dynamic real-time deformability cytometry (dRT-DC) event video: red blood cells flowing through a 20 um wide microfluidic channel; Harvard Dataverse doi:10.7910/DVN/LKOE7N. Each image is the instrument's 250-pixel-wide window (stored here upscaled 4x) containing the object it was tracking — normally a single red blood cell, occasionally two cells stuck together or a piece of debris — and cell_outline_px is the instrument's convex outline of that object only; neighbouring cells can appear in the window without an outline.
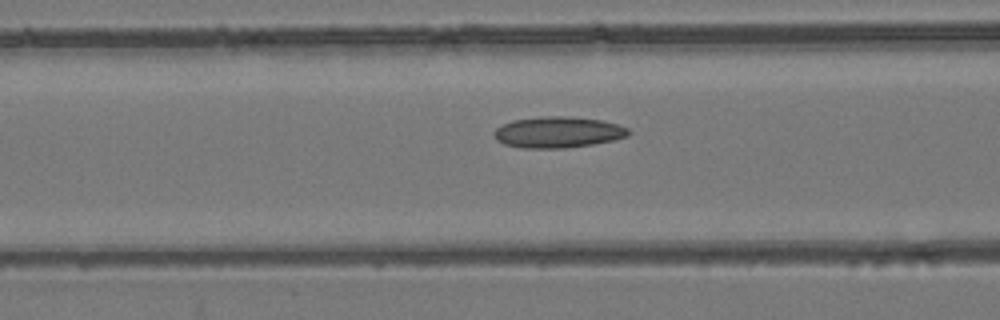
{"species": "common noctule bat (a hibernating species)", "species_latin": "Nyctalus noctula", "temperature_condition": "room temperature", "stored_images_in_passage": 54, "camera_frame_rate_fps": 3000, "um_per_image_px": 0.085, "animal": {"sex": "female", "body_mass_g": 24.6, "forearm_length_mm": 56.2}, "frame": {"image": 1, "passage_image": 22, "time_ms": 7.0, "image_size_px": [1000, 320], "cell_outline_px": [[632, 132], [628, 136], [612, 140], [592, 144], [564, 148], [520, 148], [504, 144], [496, 140], [492, 132], [496, 128], [512, 120], [540, 116], [568, 116], [604, 120], [628, 128]], "centroid_in_image_um": [47.41, 11.23], "position_along_channel_um": 119.2, "area_um2": 24.57}}
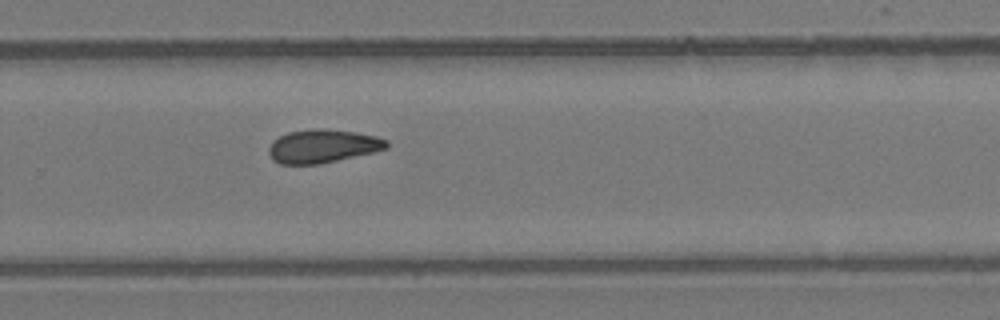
{"frame": {"image": 2, "passage_image": 36, "time_ms": 11.667, "image_size_px": [1000, 320], "cell_outline_px": [[388, 148], [372, 152], [320, 164], [280, 164], [272, 160], [268, 152], [268, 148], [280, 136], [288, 132], [316, 128], [356, 132], [376, 136], [388, 140]], "centroid_in_image_um": [27.43, 12.43], "position_along_channel_um": 302.4, "area_um2": 22.72}}
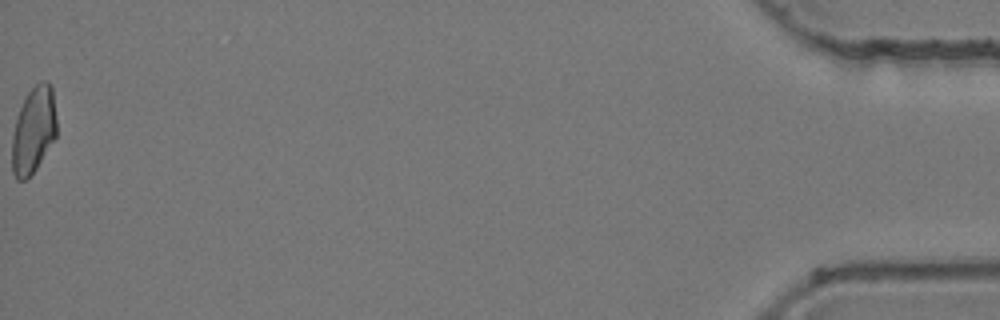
{"frame": {"image": 3, "passage_image": 54, "time_ms": 17.667, "image_size_px": [1000, 320], "cell_outline_px": [[56, 136], [36, 168], [28, 180], [16, 180], [12, 172], [12, 136], [16, 120], [20, 108], [28, 92], [40, 80], [48, 80], [52, 88], [56, 116]], "centroid_in_image_um": [2.85, 11.07], "position_along_channel_um": 432.4, "area_um2": 22.48}, "authors_computed_cell_mechanics": {"area_um2": 23.12, "velocity_mm_per_s": 3.9287, "shape_relaxation_time_tau1_ms": null, "shape_relaxation_time_tau2_ms": 4.1582, "deformation_change_tau1": null, "deformation_change_tau2": 0.1129}}